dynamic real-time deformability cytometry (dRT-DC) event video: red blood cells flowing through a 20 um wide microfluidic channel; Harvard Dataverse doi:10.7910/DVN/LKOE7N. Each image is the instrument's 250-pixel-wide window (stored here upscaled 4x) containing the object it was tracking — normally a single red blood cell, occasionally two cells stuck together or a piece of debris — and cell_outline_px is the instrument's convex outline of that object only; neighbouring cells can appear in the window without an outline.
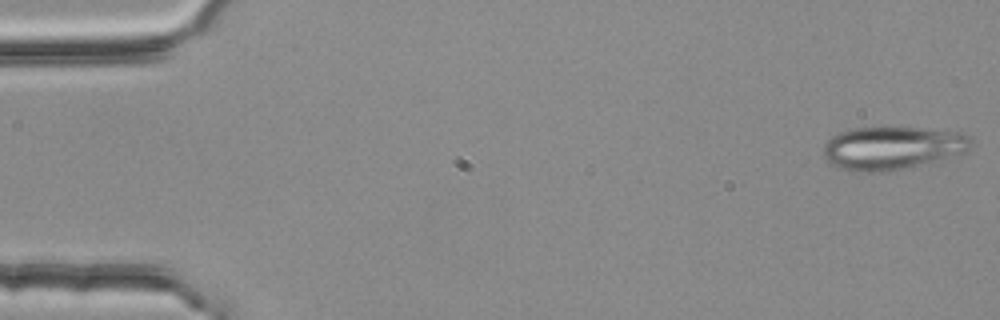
{"species": "common noctule bat (a hibernating species)", "species_latin": "Nyctalus noctula", "temperature_condition": "room temperature", "stored_images_in_passage": 3, "camera_frame_rate_fps": 3000, "um_per_image_px": 0.085, "animal": {"sex": "female", "body_mass_g": 25.1}, "frame": {"image": 1, "passage_image": 1, "time_ms": 0.0, "image_size_px": [1000, 320], "cell_outline_px": [[972, 144], [964, 152], [936, 164], [888, 172], [848, 172], [836, 168], [824, 156], [824, 144], [832, 136], [840, 132], [856, 128], [924, 128], [960, 132], [968, 136], [972, 140]], "centroid_in_image_um": [75.89, 12.63], "position_along_channel_um": 9.1, "area_um2": 37.97}}